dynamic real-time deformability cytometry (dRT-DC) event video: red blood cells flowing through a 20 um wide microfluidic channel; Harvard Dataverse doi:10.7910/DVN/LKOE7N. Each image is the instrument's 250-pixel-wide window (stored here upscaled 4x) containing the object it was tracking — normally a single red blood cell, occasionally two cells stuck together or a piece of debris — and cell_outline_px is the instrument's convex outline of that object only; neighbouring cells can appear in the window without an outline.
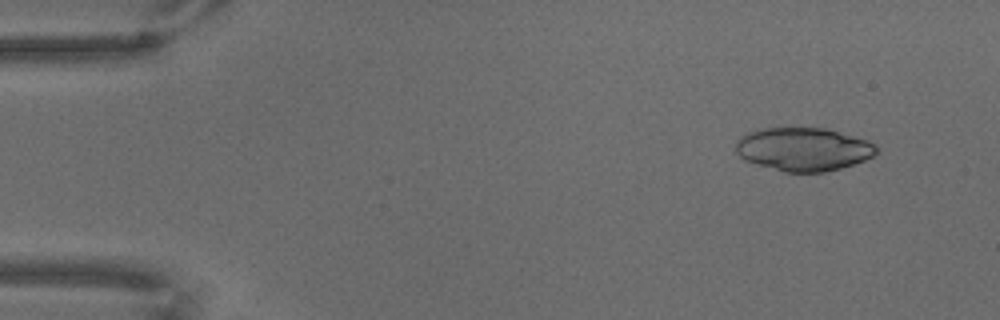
{"species": "common noctule bat (a hibernating species)", "species_latin": "Nyctalus noctula", "temperature_condition": "warm", "stored_images_in_passage": 69, "camera_frame_rate_fps": 3000, "um_per_image_px": 0.085, "animal": {"sex": "male", "body_mass_g": 18.8}, "frame": {"image": 1, "passage_image": 6, "time_ms": 1.667, "image_size_px": [1000, 320], "cell_outline_px": [[876, 152], [872, 156], [864, 160], [840, 168], [824, 172], [784, 172], [744, 160], [736, 152], [736, 140], [740, 136], [756, 128], [824, 128], [852, 136], [876, 144]], "centroid_in_image_um": [68.22, 12.68], "position_along_channel_um": 16.8, "area_um2": 35.26}}